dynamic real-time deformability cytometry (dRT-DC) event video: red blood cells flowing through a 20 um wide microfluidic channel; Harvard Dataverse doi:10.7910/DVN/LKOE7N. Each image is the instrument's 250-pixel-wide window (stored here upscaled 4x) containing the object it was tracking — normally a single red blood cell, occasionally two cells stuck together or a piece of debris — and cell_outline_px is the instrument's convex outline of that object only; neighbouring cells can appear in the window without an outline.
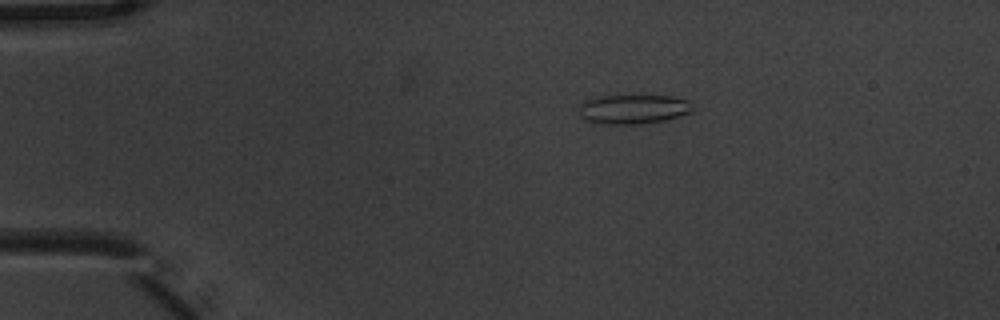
{"species": "common noctule bat (a hibernating species)", "species_latin": "Nyctalus noctula", "temperature_condition": "warm", "stored_images_in_passage": 4, "camera_frame_rate_fps": 3000, "um_per_image_px": 0.085, "animal": {"sex": "male", "body_mass_g": 20.1, "forearm_length_mm": 53.5}, "frame": {"image": 1, "passage_image": 1, "time_ms": 0.0, "image_size_px": [1000, 320], "cell_outline_px": [[692, 112], [680, 116], [664, 120], [640, 124], [600, 124], [588, 120], [580, 116], [580, 104], [592, 96], [672, 96], [688, 100], [692, 108]], "centroid_in_image_um": [53.82, 9.28], "position_along_channel_um": 31.2, "area_um2": 19.42}}
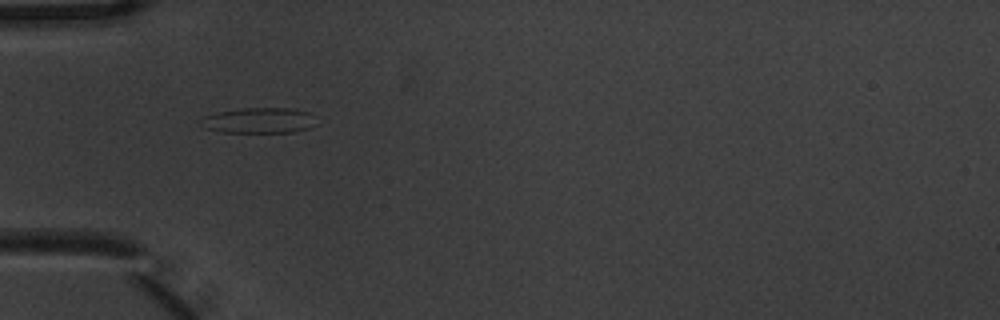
{"frame": {"image": 2, "passage_image": 3, "time_ms": 0.667, "image_size_px": [1000, 320], "cell_outline_px": [[316, 124], [308, 128], [292, 132], [220, 132], [204, 128], [200, 124], [204, 116], [216, 112], [240, 108], [288, 108], [308, 112]], "centroid_in_image_um": [21.95, 10.24], "position_along_channel_um": 63.0, "area_um2": 17.05}}
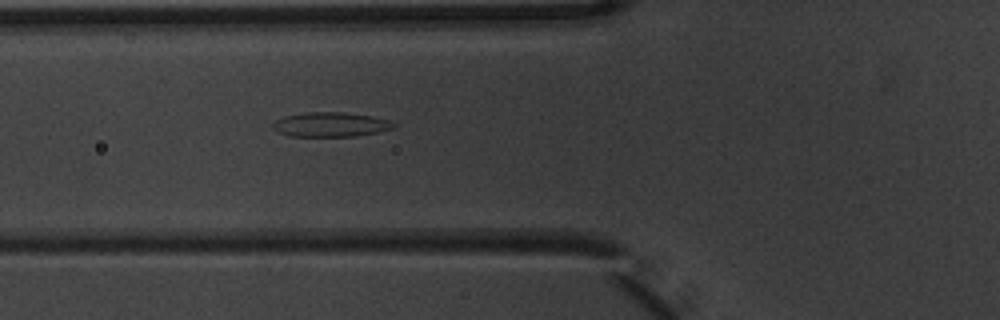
{"frame": {"image": 3, "passage_image": 4, "time_ms": 1.0, "image_size_px": [1000, 320], "cell_outline_px": [[396, 128], [356, 136], [288, 136], [276, 132], [272, 128], [272, 124], [276, 120], [284, 116], [308, 112], [344, 112], [372, 116], [388, 120], [396, 124]], "centroid_in_image_um": [28.08, 10.58], "position_along_channel_um": 97.7, "area_um2": 17.34}}